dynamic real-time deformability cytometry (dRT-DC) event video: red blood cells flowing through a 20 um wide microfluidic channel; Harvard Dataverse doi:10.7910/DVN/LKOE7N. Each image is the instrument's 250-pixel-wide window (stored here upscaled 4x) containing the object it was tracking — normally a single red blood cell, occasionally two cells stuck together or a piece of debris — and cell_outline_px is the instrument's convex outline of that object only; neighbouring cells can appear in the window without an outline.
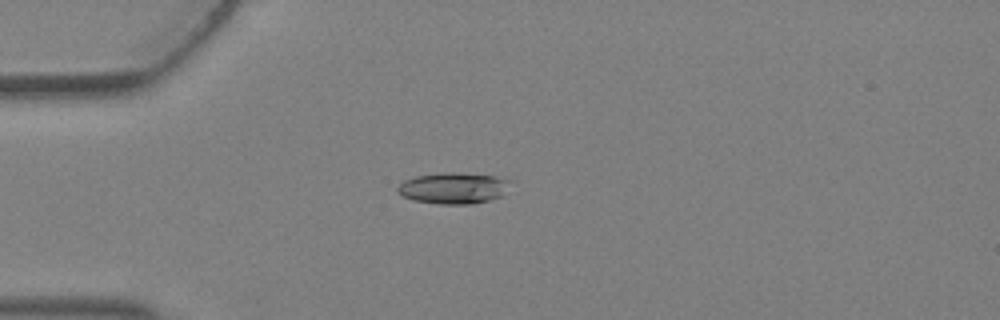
{"species": "Egyptian fruit bat (a non-hibernating species)", "species_latin": "Rousettus aegyptiacus", "temperature_condition": "warm", "stored_images_in_passage": 4, "camera_frame_rate_fps": 3000, "um_per_image_px": 0.085, "animal": {"sex": "female"}, "frame": {"image": 1, "passage_image": 4, "time_ms": 1.0, "image_size_px": [1000, 320], "cell_outline_px": [[512, 180], [504, 196], [472, 204], [440, 204], [416, 200], [404, 196], [396, 192], [396, 188], [404, 180], [416, 176], [440, 172], [456, 172], [492, 176]], "centroid_in_image_um": [38.56, 15.98], "position_along_channel_um": 46.4, "area_um2": 20.58}}